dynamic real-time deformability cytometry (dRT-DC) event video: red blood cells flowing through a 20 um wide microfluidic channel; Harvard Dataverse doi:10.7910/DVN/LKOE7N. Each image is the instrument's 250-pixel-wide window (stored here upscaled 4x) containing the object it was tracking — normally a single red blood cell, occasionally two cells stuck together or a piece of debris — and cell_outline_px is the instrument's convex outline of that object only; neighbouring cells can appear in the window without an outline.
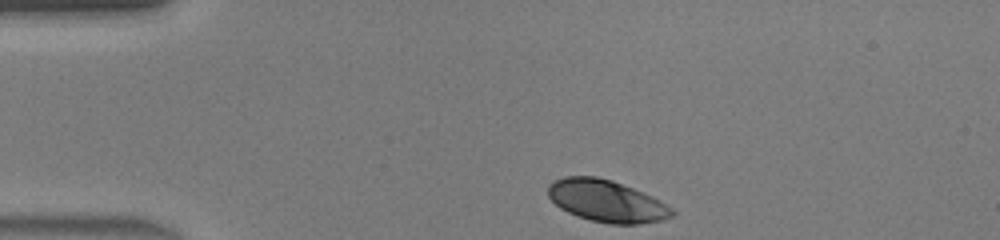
{"species": "human", "species_latin": "Homo sapiens", "temperature_condition": "warm", "stored_images_in_passage": 30, "camera_frame_rate_fps": 3000, "um_per_image_px": 0.085, "donor": {"sex": "male"}, "frame": {"image": 1, "passage_image": 1, "time_ms": 0.0, "image_size_px": [1000, 240], "cell_outline_px": [[676, 216], [660, 220], [640, 224], [608, 224], [592, 220], [568, 212], [560, 208], [548, 196], [548, 184], [564, 176], [596, 176], [612, 180], [652, 196], [672, 208], [676, 212]], "centroid_in_image_um": [51.57, 17.09], "position_along_channel_um": 33.4, "area_um2": 30.17}}
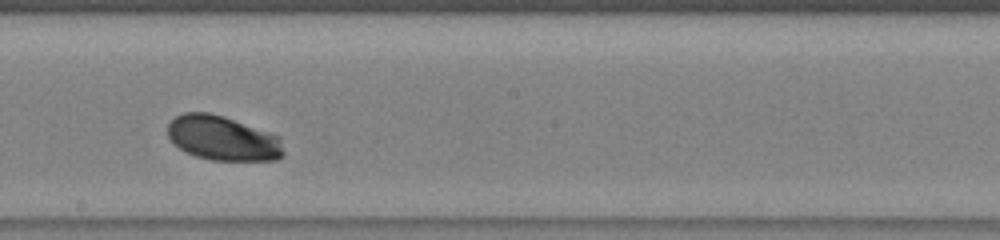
{"frame": {"image": 2, "passage_image": 18, "time_ms": 5.667, "image_size_px": [1000, 240], "cell_outline_px": [[284, 156], [276, 160], [212, 160], [196, 156], [180, 148], [168, 136], [168, 124], [176, 116], [184, 112], [208, 112], [224, 116], [280, 136], [284, 152]], "centroid_in_image_um": [18.96, 11.74], "position_along_channel_um": 229.2, "area_um2": 30.0}}
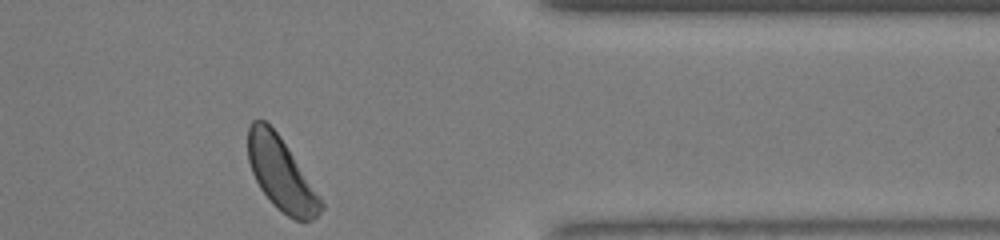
{"frame": {"image": 3, "passage_image": 30, "time_ms": 9.667, "image_size_px": [1000, 240], "cell_outline_px": [[324, 208], [312, 220], [296, 220], [288, 216], [276, 208], [272, 204], [260, 188], [252, 172], [248, 160], [248, 128], [252, 120], [264, 120], [280, 136], [320, 196], [324, 204]], "centroid_in_image_um": [23.88, 14.8], "position_along_channel_um": 387.5, "area_um2": 30.58}, "authors_computed_cell_mechanics": {"area_um2": 30.4028, "velocity_mm_per_s": 4.3698, "shape_relaxation_time_tau1_ms": 1.0525, "shape_relaxation_time_tau2_ms": 7.6719, "deformation_change_tau1": 0.105, "deformation_change_tau2": 0.2127}}